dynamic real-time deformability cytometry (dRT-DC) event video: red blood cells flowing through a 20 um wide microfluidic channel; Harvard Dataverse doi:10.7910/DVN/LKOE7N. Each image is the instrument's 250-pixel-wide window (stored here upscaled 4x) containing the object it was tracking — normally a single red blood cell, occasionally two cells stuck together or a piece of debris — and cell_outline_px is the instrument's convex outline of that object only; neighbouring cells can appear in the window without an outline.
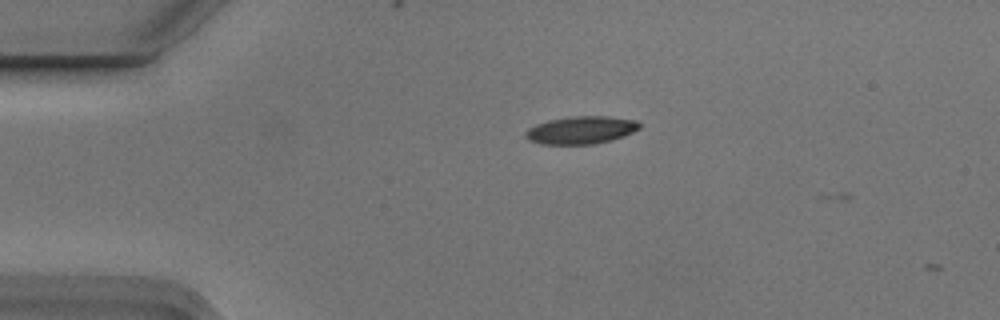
{"species": "Egyptian fruit bat (a non-hibernating species)", "species_latin": "Rousettus aegyptiacus", "temperature_condition": "cold", "stored_images_in_passage": 2, "camera_frame_rate_fps": 3000, "um_per_image_px": 0.085, "animal": {"sex": "male"}, "frame": {"image": 1, "passage_image": 1, "time_ms": 0.0, "image_size_px": [1000, 320], "cell_outline_px": [[640, 128], [624, 136], [592, 144], [540, 144], [528, 140], [524, 136], [524, 132], [528, 128], [536, 124], [548, 120], [568, 116], [608, 116], [636, 120], [640, 124]], "centroid_in_image_um": [49.34, 11.05], "position_along_channel_um": 35.7, "area_um2": 18.44}}